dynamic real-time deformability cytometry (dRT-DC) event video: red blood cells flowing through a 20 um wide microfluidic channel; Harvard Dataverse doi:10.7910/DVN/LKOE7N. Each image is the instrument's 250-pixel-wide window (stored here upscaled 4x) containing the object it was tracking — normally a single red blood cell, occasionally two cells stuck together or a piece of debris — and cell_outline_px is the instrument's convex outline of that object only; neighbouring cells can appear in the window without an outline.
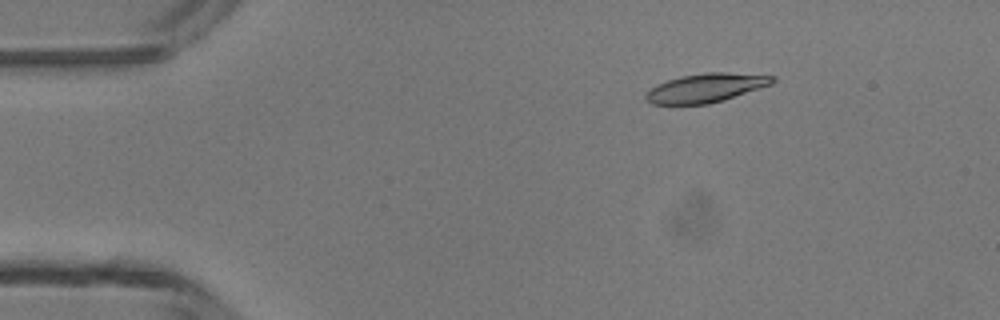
{"species": "common noctule bat (a hibernating species)", "species_latin": "Nyctalus noctula", "temperature_condition": "room temperature", "stored_images_in_passage": 3, "camera_frame_rate_fps": 3000, "um_per_image_px": 0.085, "animal": {"sex": "male", "body_mass_g": 13.3}, "frame": {"image": 1, "passage_image": 1, "time_ms": 0.0, "image_size_px": [1000, 320], "cell_outline_px": [[776, 80], [772, 84], [724, 100], [708, 104], [652, 104], [644, 100], [644, 96], [656, 84], [680, 76], [704, 72], [724, 72], [776, 76]], "centroid_in_image_um": [60.0, 7.47], "position_along_channel_um": 25.0, "area_um2": 21.33}}
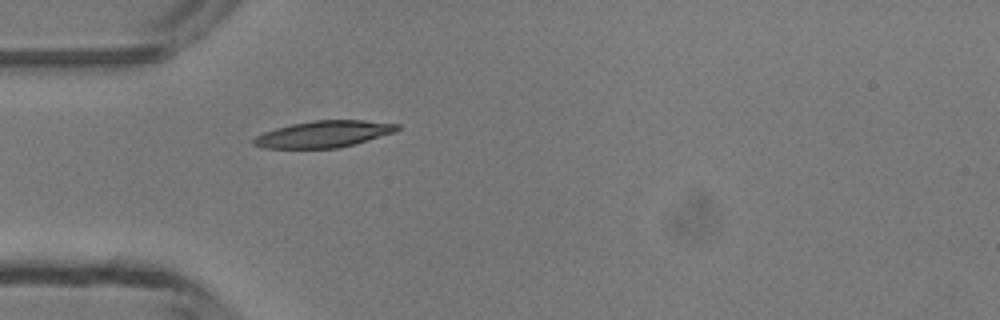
{"frame": {"image": 2, "passage_image": 3, "time_ms": 2.333, "image_size_px": [1000, 320], "cell_outline_px": [[400, 128], [396, 132], [340, 148], [264, 148], [252, 144], [252, 140], [256, 136], [264, 132], [276, 128], [292, 124], [312, 120], [364, 120], [400, 124]], "centroid_in_image_um": [27.53, 11.39], "position_along_channel_um": 57.5, "area_um2": 22.31}}